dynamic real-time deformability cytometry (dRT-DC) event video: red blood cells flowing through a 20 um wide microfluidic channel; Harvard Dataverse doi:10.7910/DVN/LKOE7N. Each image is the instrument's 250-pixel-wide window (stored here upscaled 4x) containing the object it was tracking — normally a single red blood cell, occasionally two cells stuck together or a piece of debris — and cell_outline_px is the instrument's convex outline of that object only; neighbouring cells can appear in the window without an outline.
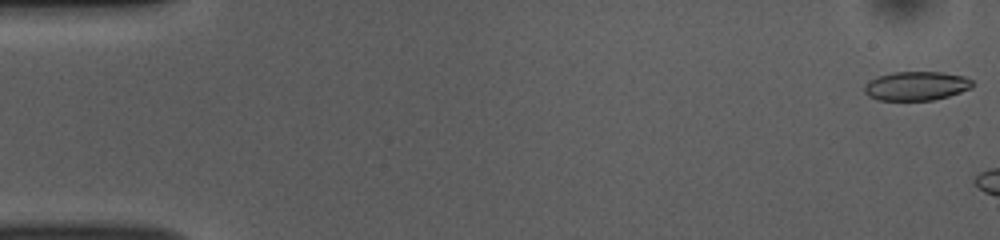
{"species": "common noctule bat (a hibernating species)", "species_latin": "Nyctalus noctula", "temperature_condition": "room temperature", "stored_images_in_passage": 10, "camera_frame_rate_fps": 3000, "um_per_image_px": 0.085, "animal": {"sex": "female", "body_mass_g": 10.0, "forearm_length_mm": 53.1}, "frame": {"image": 1, "passage_image": 1, "time_ms": 0.0, "image_size_px": [1000, 240], "cell_outline_px": [[972, 88], [948, 96], [932, 100], [876, 100], [868, 96], [864, 92], [864, 84], [880, 76], [892, 72], [940, 72], [964, 76], [972, 80]], "centroid_in_image_um": [77.87, 7.31], "position_along_channel_um": 7.1, "area_um2": 18.15}}